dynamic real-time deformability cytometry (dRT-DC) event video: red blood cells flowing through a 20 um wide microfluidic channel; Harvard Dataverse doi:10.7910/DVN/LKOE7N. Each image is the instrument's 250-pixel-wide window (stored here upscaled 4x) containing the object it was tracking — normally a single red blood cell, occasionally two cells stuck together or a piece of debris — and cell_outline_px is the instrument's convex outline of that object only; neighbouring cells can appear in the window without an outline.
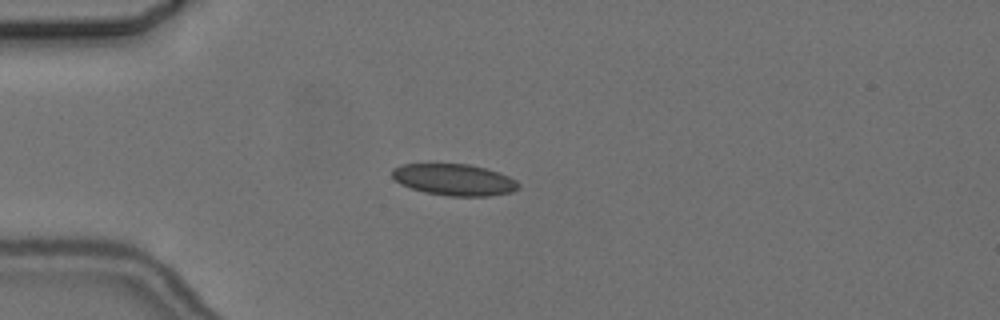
{"species": "common noctule bat (a hibernating species)", "species_latin": "Nyctalus noctula", "temperature_condition": "cold", "stored_images_in_passage": 1, "camera_frame_rate_fps": 3000, "um_per_image_px": 0.085, "animal": {"sex": "female", "body_mass_g": 24.6, "forearm_length_mm": 56.2}, "frame": {"image": 1, "passage_image": 1, "time_ms": 0.0, "image_size_px": [1000, 320], "cell_outline_px": [[520, 188], [512, 192], [488, 196], [448, 196], [424, 192], [400, 184], [392, 176], [392, 168], [400, 164], [468, 164], [488, 168], [500, 172], [516, 180], [520, 184]], "centroid_in_image_um": [38.63, 15.27], "position_along_channel_um": 46.4, "area_um2": 23.41}}